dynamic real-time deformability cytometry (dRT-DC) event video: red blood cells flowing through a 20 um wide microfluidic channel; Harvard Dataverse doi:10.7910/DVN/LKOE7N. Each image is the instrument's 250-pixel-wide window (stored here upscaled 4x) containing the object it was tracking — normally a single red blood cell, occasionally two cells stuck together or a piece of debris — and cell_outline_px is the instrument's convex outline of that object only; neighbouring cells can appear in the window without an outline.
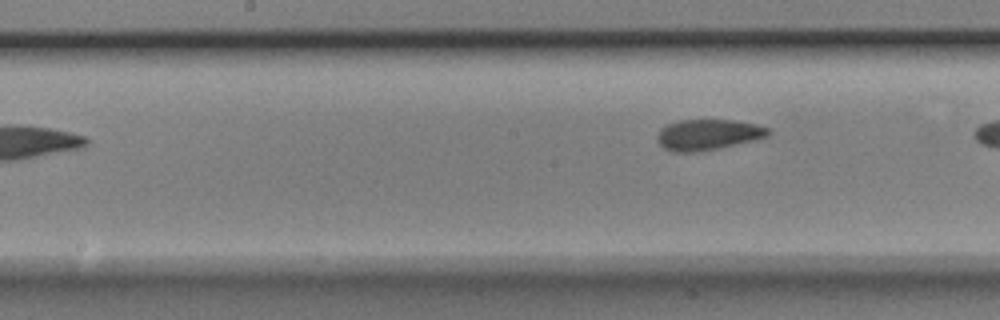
{"species": "Egyptian fruit bat (a non-hibernating species)", "species_latin": "Rousettus aegyptiacus", "temperature_condition": "room temperature", "stored_images_in_passage": 8, "camera_frame_rate_fps": 3000, "um_per_image_px": 0.085, "animal": {"sex": "male"}, "frame": {"image": 1, "passage_image": 8, "time_ms": 2.333, "image_size_px": [1000, 320], "cell_outline_px": [[772, 132], [768, 136], [756, 140], [696, 152], [676, 152], [664, 148], [656, 140], [656, 136], [660, 128], [668, 124], [680, 120], [732, 120], [756, 124], [768, 128]], "centroid_in_image_um": [60.17, 11.44], "position_along_channel_um": 188.0, "area_um2": 19.83}}